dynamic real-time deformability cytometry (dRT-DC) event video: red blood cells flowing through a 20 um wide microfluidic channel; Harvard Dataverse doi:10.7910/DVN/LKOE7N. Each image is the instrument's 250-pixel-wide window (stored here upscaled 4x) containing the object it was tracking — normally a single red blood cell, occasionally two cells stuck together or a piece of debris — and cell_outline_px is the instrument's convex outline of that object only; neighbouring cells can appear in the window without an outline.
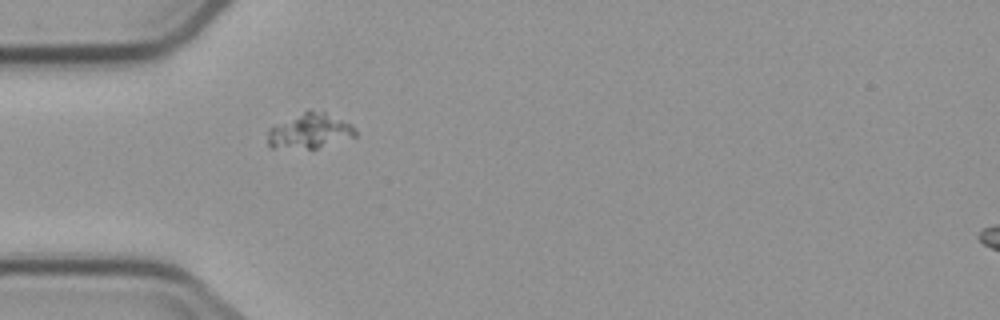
{"species": "common noctule bat (a hibernating species)", "species_latin": "Nyctalus noctula", "temperature_condition": "cold", "stored_images_in_passage": 1, "camera_frame_rate_fps": 3000, "um_per_image_px": 0.085, "animal": {"sex": "male", "body_mass_g": 23.1, "forearm_length_mm": 52.7}, "frame": {"image": 1, "passage_image": 1, "time_ms": 0.0, "image_size_px": [1000, 320], "cell_outline_px": [[356, 136], [316, 148], [272, 148], [268, 144], [268, 128], [308, 108], [324, 112], [352, 124], [356, 128]], "centroid_in_image_um": [26.31, 11.11], "position_along_channel_um": 58.7, "area_um2": 17.98}}